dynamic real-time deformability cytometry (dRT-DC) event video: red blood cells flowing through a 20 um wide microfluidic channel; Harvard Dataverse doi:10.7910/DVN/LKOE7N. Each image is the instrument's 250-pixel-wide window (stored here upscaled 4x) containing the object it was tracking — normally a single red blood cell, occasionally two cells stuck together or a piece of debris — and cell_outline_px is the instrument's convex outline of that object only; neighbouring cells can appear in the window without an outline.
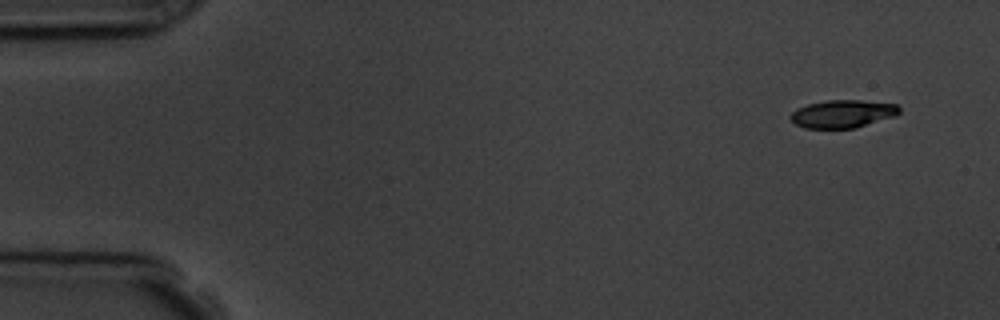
{"species": "common noctule bat (a hibernating species)", "species_latin": "Nyctalus noctula", "temperature_condition": "room temperature", "stored_images_in_passage": 11, "camera_frame_rate_fps": 3000, "um_per_image_px": 0.085, "animal": {"sex": "male", "body_mass_g": 19.5, "forearm_length_mm": 54.6}, "frame": {"image": 1, "passage_image": 1, "time_ms": 0.0, "image_size_px": [1000, 320], "cell_outline_px": [[900, 112], [896, 116], [856, 128], [804, 128], [796, 124], [788, 116], [796, 108], [808, 104], [828, 100], [860, 100], [896, 104], [900, 108]], "centroid_in_image_um": [71.63, 9.68], "position_along_channel_um": 13.4, "area_um2": 17.74}}
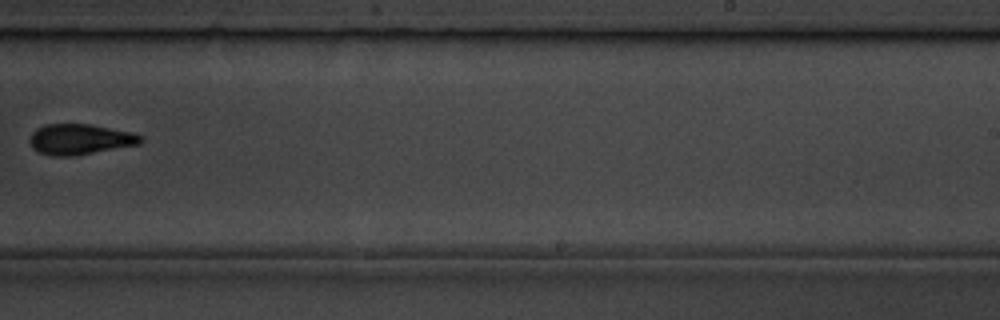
{"frame": {"image": 2, "passage_image": 10, "time_ms": 10.333, "image_size_px": [1000, 320], "cell_outline_px": [[144, 140], [140, 144], [76, 156], [52, 156], [40, 152], [32, 148], [28, 140], [32, 132], [36, 128], [48, 124], [92, 124], [132, 132], [144, 136]], "centroid_in_image_um": [6.82, 11.84], "position_along_channel_um": 282.2, "area_um2": 20.06}}
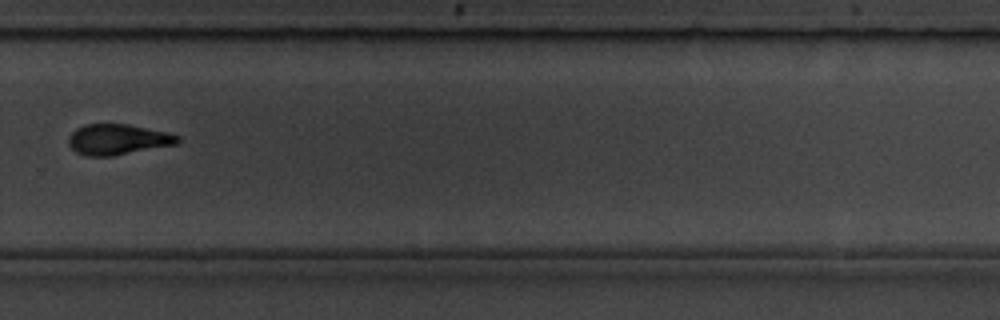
{"frame": {"image": 3, "passage_image": 11, "time_ms": 11.333, "image_size_px": [1000, 320], "cell_outline_px": [[180, 140], [176, 144], [112, 156], [88, 156], [76, 152], [68, 144], [68, 140], [72, 132], [76, 128], [84, 124], [128, 124], [168, 132], [180, 136]], "centroid_in_image_um": [10.01, 11.84], "position_along_channel_um": 319.8, "area_um2": 19.42}}